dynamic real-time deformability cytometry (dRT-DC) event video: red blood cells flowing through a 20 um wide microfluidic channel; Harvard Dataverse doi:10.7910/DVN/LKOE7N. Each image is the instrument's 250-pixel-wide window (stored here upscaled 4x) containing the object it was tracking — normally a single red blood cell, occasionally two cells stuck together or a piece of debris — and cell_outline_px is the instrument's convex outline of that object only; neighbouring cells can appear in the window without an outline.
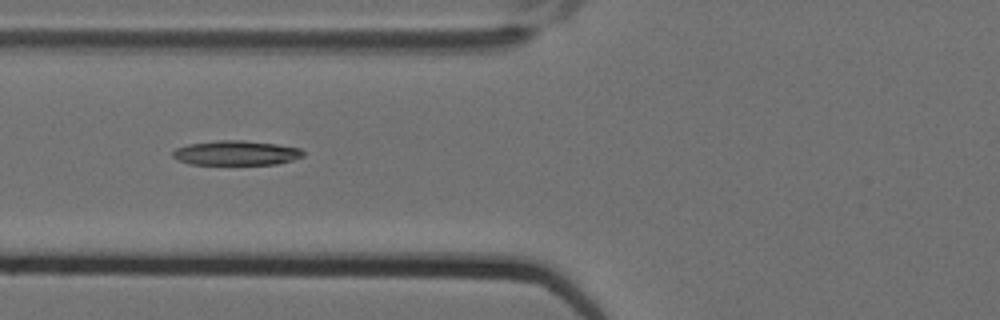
{"species": "Egyptian fruit bat (a non-hibernating species)", "species_latin": "Rousettus aegyptiacus", "temperature_condition": "cold", "stored_images_in_passage": 10, "camera_frame_rate_fps": 3000, "um_per_image_px": 0.085, "animal": {"sex": "female"}, "frame": {"image": 1, "passage_image": 2, "time_ms": 0.333, "image_size_px": [1000, 320], "cell_outline_px": [[304, 156], [292, 160], [276, 164], [188, 164], [176, 160], [172, 156], [172, 152], [176, 148], [188, 144], [220, 140], [244, 140], [276, 144], [300, 148], [304, 152]], "centroid_in_image_um": [20.05, 13.0], "position_along_channel_um": 105.8, "area_um2": 18.73}}
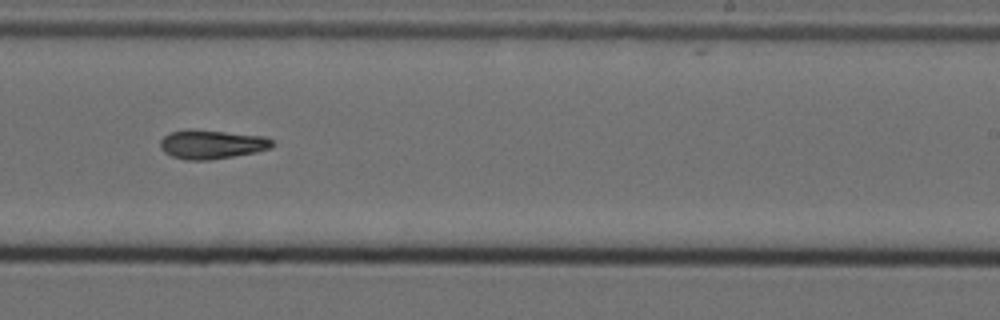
{"frame": {"image": 2, "passage_image": 6, "time_ms": 1.667, "image_size_px": [1000, 320], "cell_outline_px": [[276, 144], [272, 148], [256, 152], [208, 160], [184, 160], [172, 156], [164, 152], [160, 148], [160, 140], [168, 132], [188, 128], [264, 136], [272, 140]], "centroid_in_image_um": [17.97, 12.26], "position_along_channel_um": 271.0, "area_um2": 19.13}}
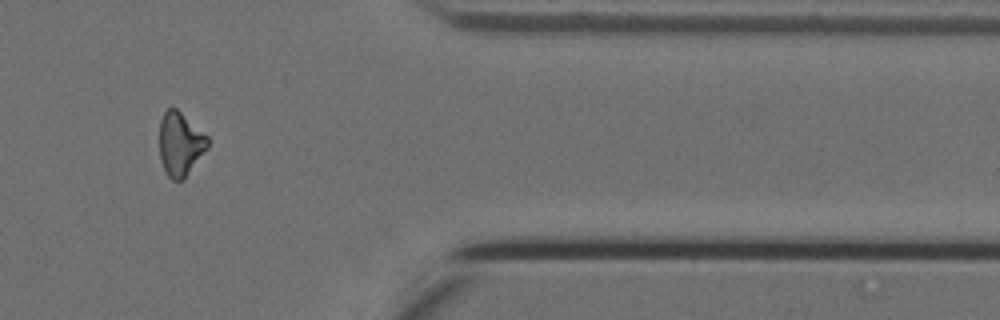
{"frame": {"image": 3, "passage_image": 9, "time_ms": 2.667, "image_size_px": [1000, 320], "cell_outline_px": [[208, 148], [184, 180], [172, 180], [168, 176], [160, 160], [160, 120], [164, 112], [168, 108], [176, 108], [208, 136]], "centroid_in_image_um": [15.33, 12.25], "position_along_channel_um": 396.1, "area_um2": 17.92}}